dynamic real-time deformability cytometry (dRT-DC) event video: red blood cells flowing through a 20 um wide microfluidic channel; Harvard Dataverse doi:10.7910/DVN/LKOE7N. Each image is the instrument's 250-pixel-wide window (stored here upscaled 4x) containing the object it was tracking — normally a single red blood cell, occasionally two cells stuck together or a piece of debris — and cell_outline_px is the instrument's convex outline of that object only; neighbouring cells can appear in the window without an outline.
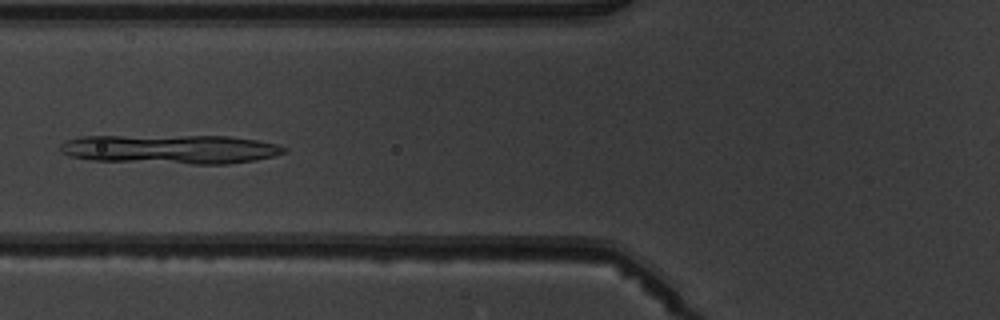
{"species": "common noctule bat (a hibernating species)", "species_latin": "Nyctalus noctula", "temperature_condition": "warm", "stored_images_in_passage": 6, "camera_frame_rate_fps": 3000, "um_per_image_px": 0.085, "animal": {"sex": "male", "body_mass_g": 19.5, "forearm_length_mm": 54.6}, "frame": {"image": 1, "passage_image": 6, "time_ms": 5.667, "image_size_px": [1000, 320], "cell_outline_px": [[288, 148], [284, 152], [272, 156], [256, 160], [228, 164], [192, 164], [92, 160], [68, 156], [60, 152], [60, 144], [64, 140], [80, 136], [228, 136], [256, 140], [276, 144]], "centroid_in_image_um": [14.44, 12.68], "position_along_channel_um": 111.4, "area_um2": 38.15}}